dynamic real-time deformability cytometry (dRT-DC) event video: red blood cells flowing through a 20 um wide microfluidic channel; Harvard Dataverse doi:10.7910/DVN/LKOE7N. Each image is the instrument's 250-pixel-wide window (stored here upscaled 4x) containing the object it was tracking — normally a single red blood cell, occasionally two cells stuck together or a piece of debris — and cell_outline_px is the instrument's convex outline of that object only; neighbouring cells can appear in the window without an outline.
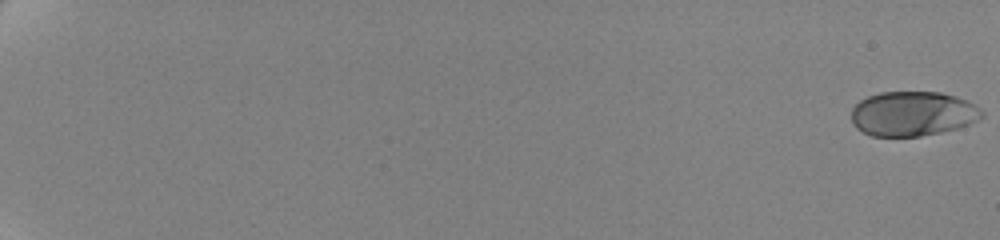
{"species": "human", "species_latin": "Homo sapiens", "temperature_condition": "cold", "stored_images_in_passage": 51, "camera_frame_rate_fps": 3000, "um_per_image_px": 0.085, "donor": {"sex": "female"}, "frame": {"image": 1, "passage_image": 1, "time_ms": 0.0, "image_size_px": [1000, 240], "cell_outline_px": [[984, 116], [968, 124], [956, 128], [940, 132], [920, 136], [872, 136], [856, 128], [852, 124], [852, 108], [860, 100], [868, 96], [880, 92], [940, 92], [956, 96], [980, 108], [984, 112]], "centroid_in_image_um": [77.55, 9.66], "position_along_channel_um": 7.4, "area_um2": 33.81}}
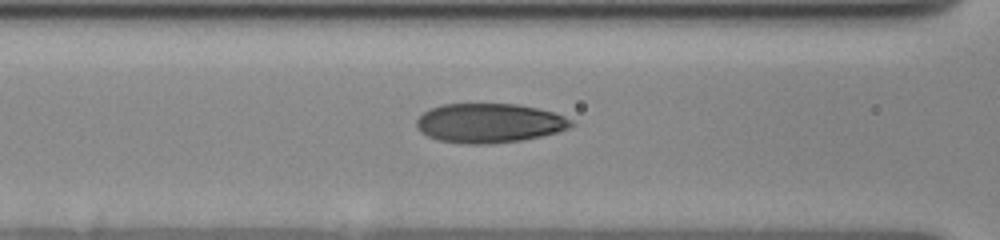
{"frame": {"image": 2, "passage_image": 26, "time_ms": 10.0, "image_size_px": [1000, 240], "cell_outline_px": [[572, 124], [568, 128], [556, 132], [540, 136], [520, 140], [492, 144], [468, 144], [436, 140], [420, 132], [416, 128], [416, 120], [428, 108], [440, 104], [516, 104], [536, 108], [552, 112], [564, 116], [572, 120]], "centroid_in_image_um": [41.52, 10.46], "position_along_channel_um": 125.1, "area_um2": 35.43}}
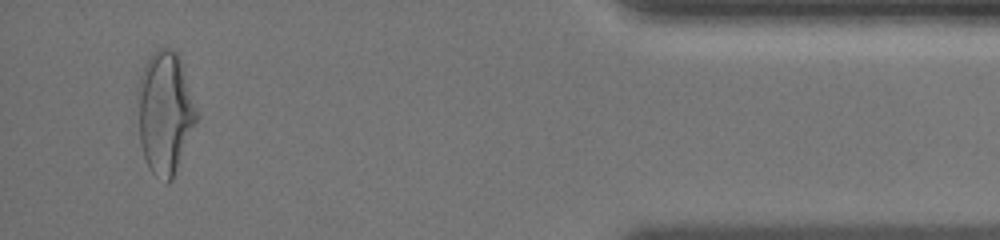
{"frame": {"image": 3, "passage_image": 49, "time_ms": 19.667, "image_size_px": [1000, 240], "cell_outline_px": [[196, 120], [172, 180], [168, 184], [152, 172], [148, 168], [140, 144], [136, 100], [136, 88], [144, 64], [152, 52], [160, 48], [172, 48], [180, 56], [196, 108]], "centroid_in_image_um": [13.97, 9.53], "position_along_channel_um": 421.2, "area_um2": 42.02}, "authors_computed_cell_mechanics": {"area_um2": 35.258, "velocity_mm_per_s": 3.5289, "shape_relaxation_time_tau1_ms": 3.4735, "shape_relaxation_time_tau2_ms": 1.0183, "deformation_change_tau1": 0.1643, "deformation_change_tau2": 0.0614}}